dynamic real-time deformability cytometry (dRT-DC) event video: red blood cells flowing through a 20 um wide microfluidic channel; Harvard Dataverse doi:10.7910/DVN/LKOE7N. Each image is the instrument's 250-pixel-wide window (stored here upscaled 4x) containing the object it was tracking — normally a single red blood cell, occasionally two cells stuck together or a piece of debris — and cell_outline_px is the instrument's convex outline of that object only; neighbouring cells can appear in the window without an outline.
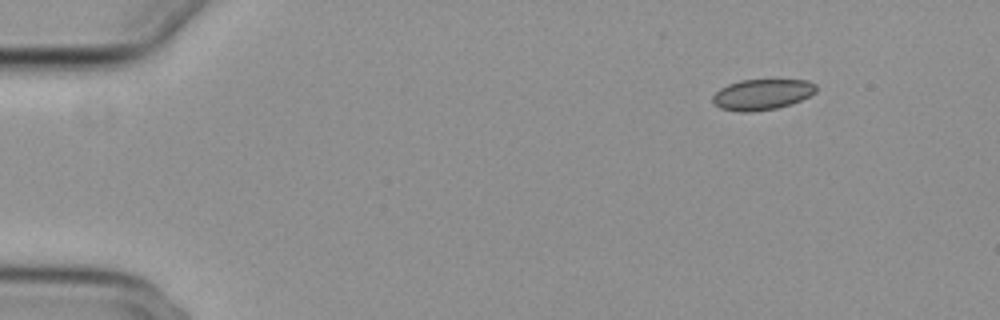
{"species": "common noctule bat (a hibernating species)", "species_latin": "Nyctalus noctula", "temperature_condition": "cold", "stored_images_in_passage": 49, "camera_frame_rate_fps": 3000, "um_per_image_px": 0.085, "animal": {"sex": "female", "body_mass_g": 29.2, "forearm_length_mm": 56.3}, "frame": {"image": 1, "passage_image": 1, "time_ms": 0.0, "image_size_px": [1000, 320], "cell_outline_px": [[816, 92], [792, 104], [776, 108], [752, 112], [740, 112], [720, 108], [712, 100], [712, 96], [720, 88], [728, 84], [740, 80], [808, 80], [816, 84]], "centroid_in_image_um": [64.77, 8.03], "position_along_channel_um": 20.2, "area_um2": 18.5}}
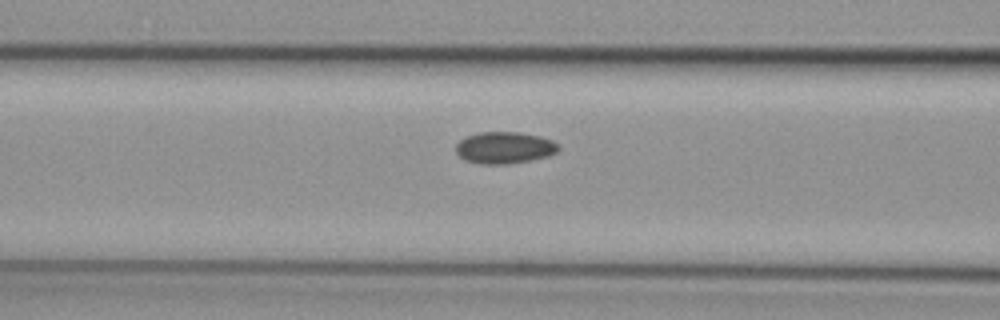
{"frame": {"image": 2, "passage_image": 17, "time_ms": 5.333, "image_size_px": [1000, 320], "cell_outline_px": [[560, 148], [556, 152], [548, 156], [508, 164], [480, 164], [464, 160], [456, 152], [456, 144], [460, 140], [468, 136], [480, 132], [520, 132], [540, 136], [552, 140], [560, 144]], "centroid_in_image_um": [42.89, 12.55], "position_along_channel_um": 123.7, "area_um2": 19.02}}
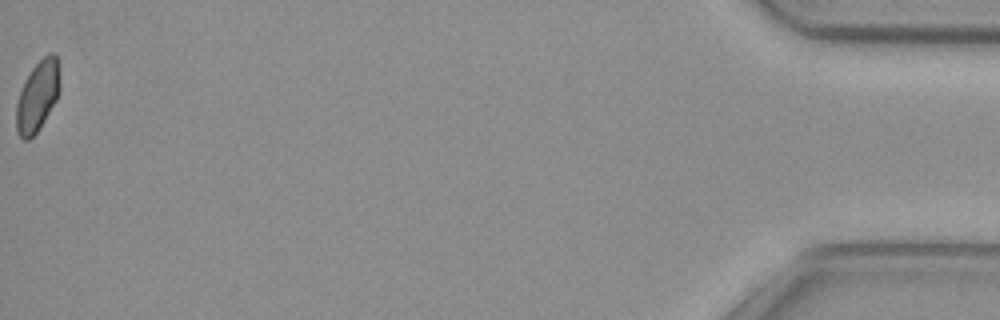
{"frame": {"image": 3, "passage_image": 49, "time_ms": 16.0, "image_size_px": [1000, 320], "cell_outline_px": [[60, 92], [56, 100], [44, 120], [36, 132], [28, 140], [24, 140], [20, 136], [16, 128], [16, 104], [24, 80], [32, 68], [48, 52], [56, 52], [60, 72]], "centroid_in_image_um": [3.21, 8.11], "position_along_channel_um": 432.0, "area_um2": 17.98}, "authors_computed_cell_mechanics": {"area_um2": 18.6694, "velocity_mm_per_s": 3.8276, "shape_relaxation_time_tau1_ms": 7.8891, "shape_relaxation_time_tau2_ms": 8.5111, "deformation_change_tau1": 0.0815, "deformation_change_tau2": 0.0868}}